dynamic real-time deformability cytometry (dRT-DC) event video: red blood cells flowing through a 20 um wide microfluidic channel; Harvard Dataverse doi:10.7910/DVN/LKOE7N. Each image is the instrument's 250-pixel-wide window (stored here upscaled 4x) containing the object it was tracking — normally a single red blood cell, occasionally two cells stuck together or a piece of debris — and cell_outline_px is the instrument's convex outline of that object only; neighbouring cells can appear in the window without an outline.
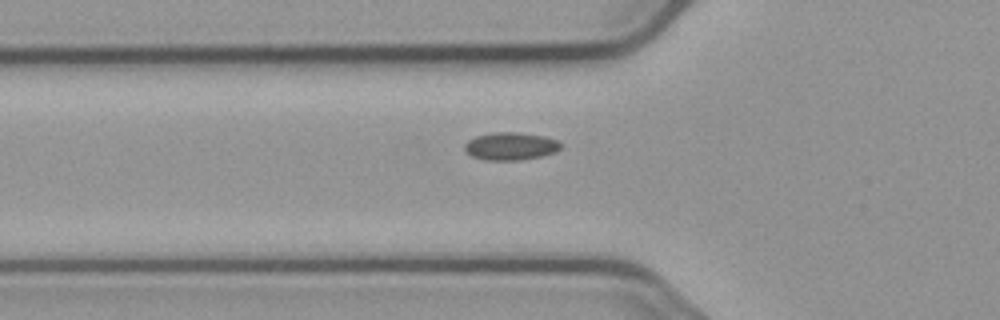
{"species": "common noctule bat (a hibernating species)", "species_latin": "Nyctalus noctula", "temperature_condition": "cold", "stored_images_in_passage": 5, "camera_frame_rate_fps": 3000, "um_per_image_px": 0.085, "animal": {"sex": "male", "body_mass_g": 23.1, "forearm_length_mm": 52.7}, "frame": {"image": 1, "passage_image": 5, "time_ms": 5.667, "image_size_px": [1000, 320], "cell_outline_px": [[560, 148], [556, 152], [540, 156], [520, 160], [484, 160], [472, 156], [464, 148], [464, 144], [468, 140], [476, 136], [492, 132], [516, 132], [544, 136], [556, 140], [560, 144]], "centroid_in_image_um": [43.37, 12.42], "position_along_channel_um": 82.4, "area_um2": 15.43}}